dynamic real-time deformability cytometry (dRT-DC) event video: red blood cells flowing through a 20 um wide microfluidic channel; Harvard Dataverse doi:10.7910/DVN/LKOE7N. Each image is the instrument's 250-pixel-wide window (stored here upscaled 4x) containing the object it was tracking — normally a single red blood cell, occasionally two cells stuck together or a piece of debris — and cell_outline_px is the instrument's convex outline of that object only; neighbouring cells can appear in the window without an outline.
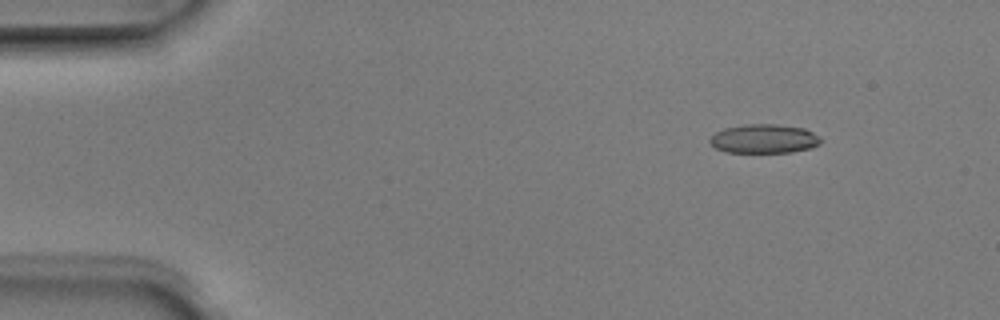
{"species": "Egyptian fruit bat (a non-hibernating species)", "species_latin": "Rousettus aegyptiacus", "temperature_condition": "room temperature", "stored_images_in_passage": 5, "camera_frame_rate_fps": 3000, "um_per_image_px": 0.085, "animal": {"sex": "male"}, "frame": {"image": 1, "passage_image": 2, "time_ms": 0.333, "image_size_px": [1000, 320], "cell_outline_px": [[824, 140], [820, 144], [812, 148], [792, 152], [724, 152], [716, 148], [708, 140], [716, 132], [724, 128], [748, 124], [776, 124], [804, 128], [820, 136]], "centroid_in_image_um": [64.99, 11.8], "position_along_channel_um": 20.0, "area_um2": 18.84}}
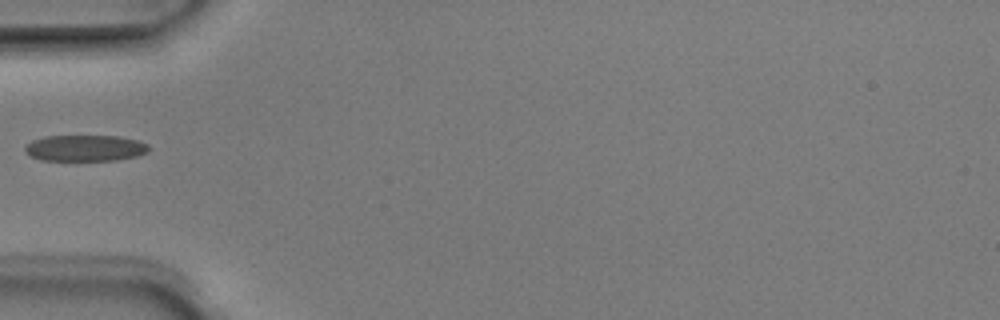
{"frame": {"image": 2, "passage_image": 5, "time_ms": 1.333, "image_size_px": [1000, 320], "cell_outline_px": [[148, 152], [136, 156], [116, 160], [40, 160], [24, 152], [24, 148], [32, 140], [44, 136], [116, 136], [140, 140], [148, 144]], "centroid_in_image_um": [7.24, 12.58], "position_along_channel_um": 77.8, "area_um2": 18.9}}